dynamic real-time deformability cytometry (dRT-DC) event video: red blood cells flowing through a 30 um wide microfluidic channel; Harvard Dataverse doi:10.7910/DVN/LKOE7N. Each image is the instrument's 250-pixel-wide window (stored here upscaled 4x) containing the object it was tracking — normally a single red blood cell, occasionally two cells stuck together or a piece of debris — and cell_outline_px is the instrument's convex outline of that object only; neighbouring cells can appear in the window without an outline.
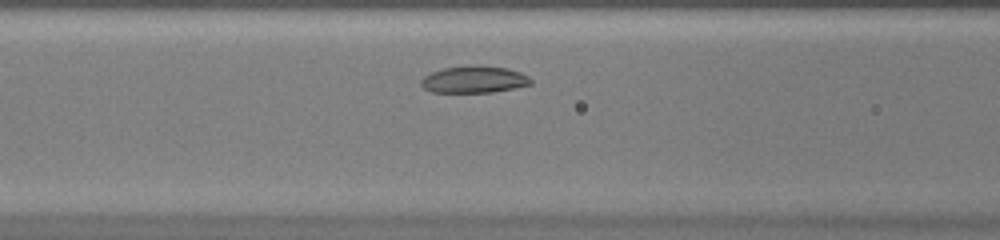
{"species": "common noctule bat (a hibernating species)", "species_latin": "Nyctalus noctula", "temperature_condition": "warm", "stored_images_in_passage": 26, "camera_frame_rate_fps": 3000, "um_per_image_px": 0.085, "animal": {"sex": "female", "body_mass_g": 20.0, "forearm_length_mm": 54.0}, "frame": {"image": 1, "passage_image": 7, "time_ms": 2.0, "image_size_px": [1000, 240], "cell_outline_px": [[532, 84], [516, 88], [492, 92], [432, 92], [424, 88], [420, 84], [420, 80], [424, 76], [432, 72], [444, 68], [472, 64], [476, 64], [508, 68], [520, 72], [528, 76], [532, 80]], "centroid_in_image_um": [40.31, 6.74], "position_along_channel_um": 126.3, "area_um2": 17.46}}
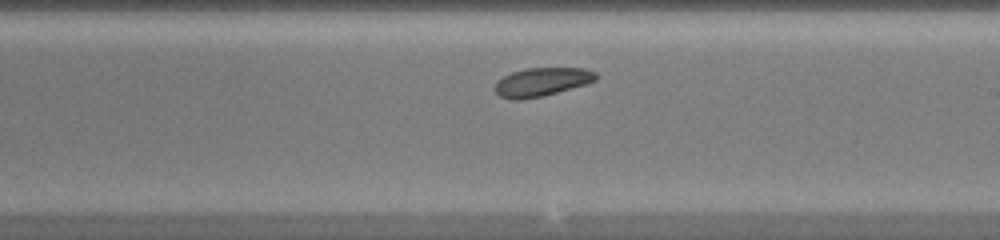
{"frame": {"image": 2, "passage_image": 15, "time_ms": 4.667, "image_size_px": [1000, 240], "cell_outline_px": [[596, 80], [588, 84], [544, 96], [516, 100], [512, 100], [500, 96], [496, 92], [496, 80], [512, 72], [524, 68], [584, 68], [596, 72]], "centroid_in_image_um": [46.07, 6.96], "position_along_channel_um": 242.9, "area_um2": 16.88}}
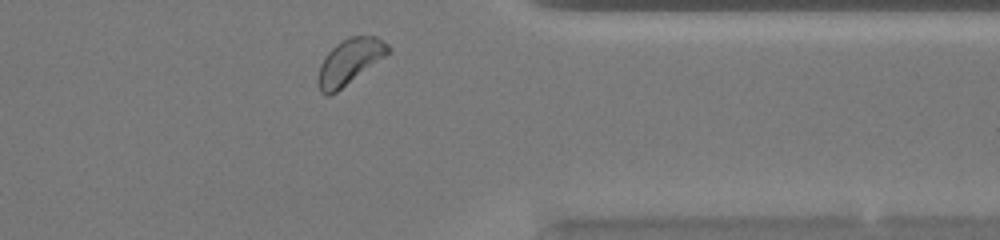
{"frame": {"image": 3, "passage_image": 25, "time_ms": 8.0, "image_size_px": [1000, 240], "cell_outline_px": [[392, 48], [384, 56], [336, 92], [328, 96], [324, 96], [320, 92], [316, 80], [320, 64], [324, 56], [336, 44], [348, 36], [376, 36], [388, 44]], "centroid_in_image_um": [29.66, 5.24], "position_along_channel_um": 381.7, "area_um2": 18.38}}